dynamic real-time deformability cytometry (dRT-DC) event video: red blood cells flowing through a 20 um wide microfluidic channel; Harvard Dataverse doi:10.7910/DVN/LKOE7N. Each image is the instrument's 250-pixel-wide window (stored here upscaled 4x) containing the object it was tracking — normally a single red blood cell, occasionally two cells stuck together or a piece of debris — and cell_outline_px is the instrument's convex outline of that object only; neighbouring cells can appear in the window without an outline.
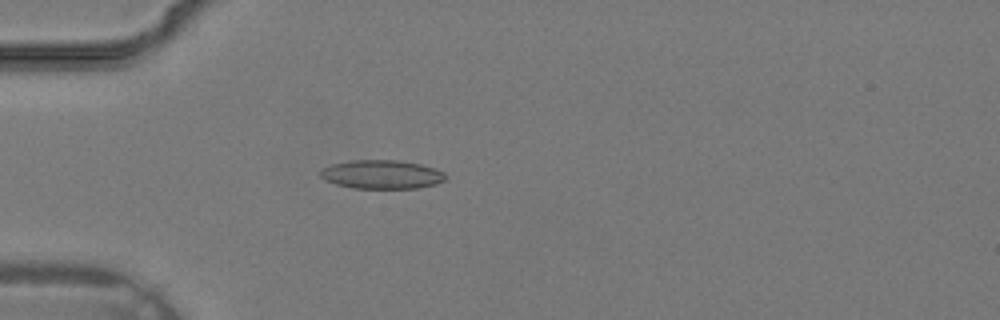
{"species": "common noctule bat (a hibernating species)", "species_latin": "Nyctalus noctula", "temperature_condition": "warm", "stored_images_in_passage": 36, "camera_frame_rate_fps": 3000, "um_per_image_px": 0.085, "animal": {"sex": "male", "body_mass_g": 19.2, "forearm_length_mm": 51.8}, "frame": {"image": 1, "passage_image": 11, "time_ms": 3.333, "image_size_px": [1000, 320], "cell_outline_px": [[448, 176], [444, 180], [436, 184], [416, 188], [352, 188], [336, 184], [324, 180], [320, 176], [320, 172], [324, 168], [332, 164], [352, 160], [400, 160], [420, 164], [444, 172]], "centroid_in_image_um": [32.45, 14.83], "position_along_channel_um": 52.5, "area_um2": 20.92}}
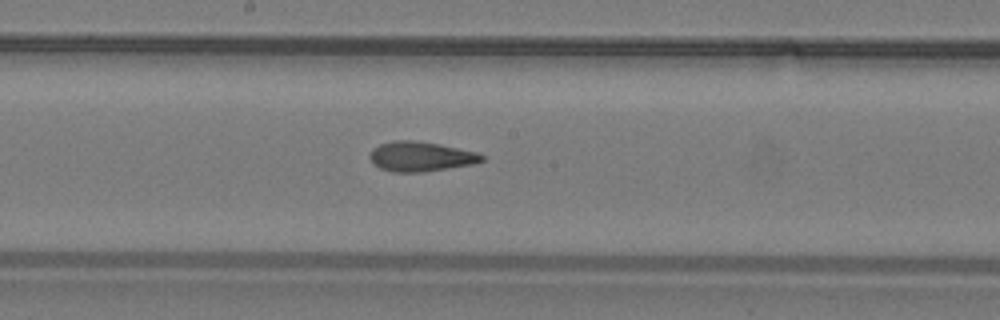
{"frame": {"image": 2, "passage_image": 20, "time_ms": 6.333, "image_size_px": [1000, 320], "cell_outline_px": [[484, 160], [476, 164], [424, 172], [396, 172], [380, 168], [368, 156], [372, 148], [380, 144], [392, 140], [412, 140], [440, 144], [480, 152], [484, 156]], "centroid_in_image_um": [35.81, 13.3], "position_along_channel_um": 212.4, "area_um2": 19.65}}
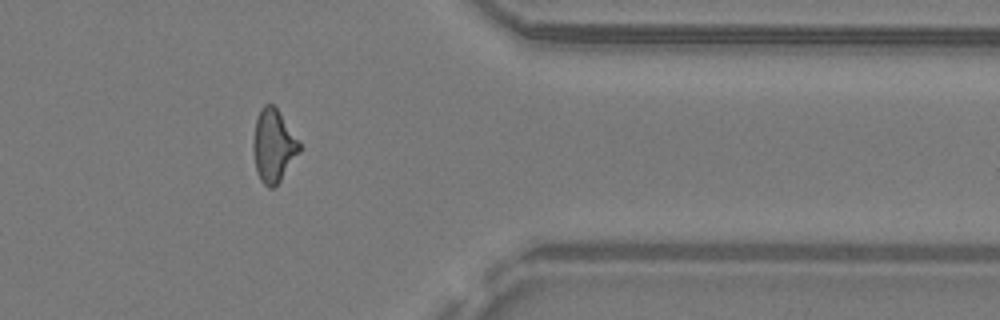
{"frame": {"image": 3, "passage_image": 30, "time_ms": 9.667, "image_size_px": [1000, 320], "cell_outline_px": [[300, 152], [280, 180], [272, 188], [268, 188], [260, 180], [256, 172], [252, 148], [252, 144], [256, 120], [260, 108], [264, 104], [272, 104], [276, 108], [300, 144]], "centroid_in_image_um": [23.2, 12.41], "position_along_channel_um": 388.2, "area_um2": 19.31}}